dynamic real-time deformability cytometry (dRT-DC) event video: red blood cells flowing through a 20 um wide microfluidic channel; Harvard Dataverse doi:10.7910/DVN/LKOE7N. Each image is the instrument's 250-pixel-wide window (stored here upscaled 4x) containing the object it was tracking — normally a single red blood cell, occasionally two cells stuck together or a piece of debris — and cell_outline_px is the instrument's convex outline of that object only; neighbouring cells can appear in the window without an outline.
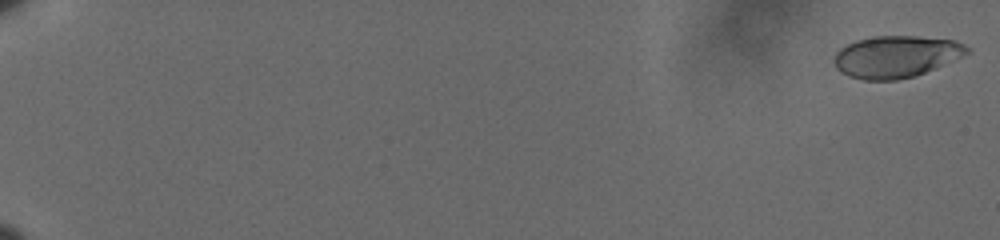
{"species": "human", "species_latin": "Homo sapiens", "temperature_condition": "cold", "stored_images_in_passage": 61, "camera_frame_rate_fps": 3000, "um_per_image_px": 0.085, "donor": {"sex": "male"}, "frame": {"image": 1, "passage_image": 1, "time_ms": 0.0, "image_size_px": [1000, 240], "cell_outline_px": [[972, 52], [936, 68], [916, 76], [896, 80], [864, 80], [848, 76], [840, 72], [836, 68], [832, 60], [836, 52], [840, 48], [856, 40], [872, 36], [916, 36], [956, 40], [964, 44]], "centroid_in_image_um": [76.16, 4.81], "position_along_channel_um": 8.8, "area_um2": 32.77}}
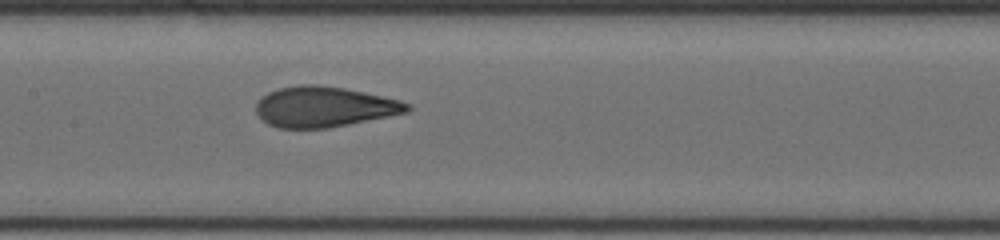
{"frame": {"image": 2, "passage_image": 34, "time_ms": 11.0, "image_size_px": [1000, 240], "cell_outline_px": [[412, 108], [408, 112], [328, 128], [280, 128], [268, 124], [260, 120], [256, 112], [256, 104], [260, 96], [268, 92], [280, 88], [300, 84], [316, 84], [344, 88], [364, 92], [400, 100], [412, 104]], "centroid_in_image_um": [27.53, 9.07], "position_along_channel_um": 179.9, "area_um2": 35.78}}
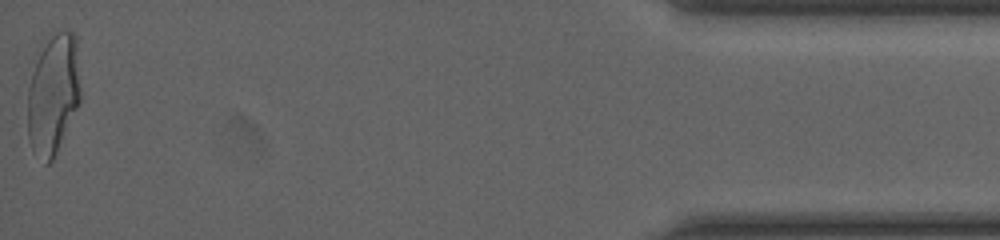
{"frame": {"image": 3, "passage_image": 61, "time_ms": 20.0, "image_size_px": [1000, 240], "cell_outline_px": [[80, 100], [56, 152], [52, 160], [48, 164], [44, 164], [32, 152], [28, 136], [28, 88], [32, 72], [40, 52], [48, 40], [56, 32], [72, 32], [76, 36], [80, 88]], "centroid_in_image_um": [4.51, 8.05], "position_along_channel_um": 430.7, "area_um2": 36.53}, "authors_computed_cell_mechanics": {"area_um2": 35.258, "velocity_mm_per_s": 3.6024, "shape_relaxation_time_tau1_ms": 6.7576, "shape_relaxation_time_tau2_ms": null, "deformation_change_tau1": 0.2067, "deformation_change_tau2": null}}